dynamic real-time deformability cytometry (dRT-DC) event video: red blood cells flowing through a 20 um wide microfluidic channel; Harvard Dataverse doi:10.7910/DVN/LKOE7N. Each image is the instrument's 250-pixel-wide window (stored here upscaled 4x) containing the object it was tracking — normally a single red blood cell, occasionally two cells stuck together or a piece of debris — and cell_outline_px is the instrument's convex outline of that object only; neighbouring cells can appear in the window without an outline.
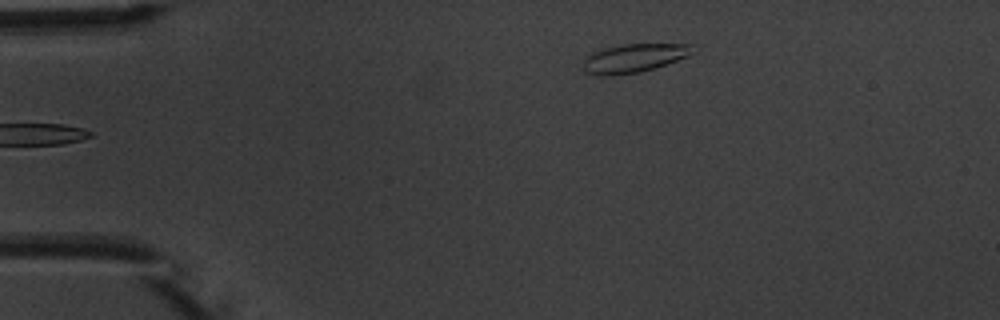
{"species": "common noctule bat (a hibernating species)", "species_latin": "Nyctalus noctula", "temperature_condition": "warm", "stored_images_in_passage": 4, "camera_frame_rate_fps": 3000, "um_per_image_px": 0.085, "animal": {"sex": "male", "body_mass_g": 20.1, "forearm_length_mm": 53.5}, "frame": {"image": 1, "passage_image": 4, "time_ms": 4.333, "image_size_px": [1000, 320], "cell_outline_px": [[696, 44], [688, 56], [656, 68], [640, 72], [612, 76], [604, 76], [584, 72], [580, 68], [584, 60], [592, 52], [624, 44]], "centroid_in_image_um": [53.86, 4.96], "position_along_channel_um": 31.1, "area_um2": 18.32}}